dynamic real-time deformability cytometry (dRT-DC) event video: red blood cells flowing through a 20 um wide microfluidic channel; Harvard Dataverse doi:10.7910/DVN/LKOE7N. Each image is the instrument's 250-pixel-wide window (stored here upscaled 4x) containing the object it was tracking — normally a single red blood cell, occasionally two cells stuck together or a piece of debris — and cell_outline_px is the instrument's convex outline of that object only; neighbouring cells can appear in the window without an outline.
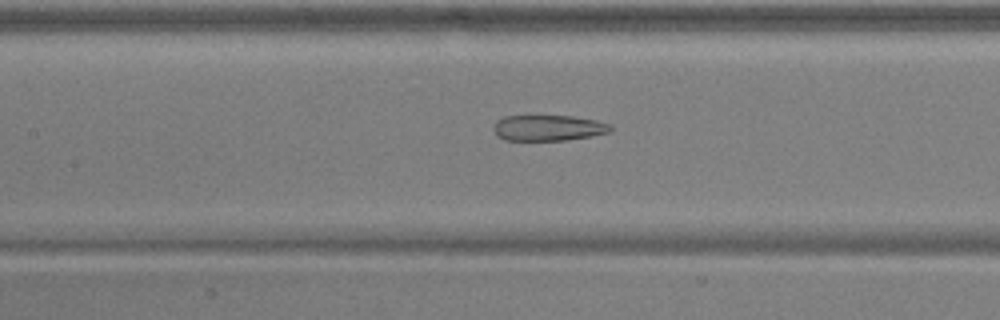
{"species": "common noctule bat (a hibernating species)", "species_latin": "Nyctalus noctula", "temperature_condition": "warm", "stored_images_in_passage": 51, "camera_frame_rate_fps": 3000, "um_per_image_px": 0.085, "animal": {"sex": "male", "body_mass_g": 17.9, "forearm_length_mm": 54.2}, "frame": {"image": 1, "passage_image": 24, "time_ms": 7.667, "image_size_px": [1000, 320], "cell_outline_px": [[612, 132], [592, 136], [564, 140], [504, 140], [496, 136], [492, 128], [496, 120], [504, 116], [572, 116], [596, 120], [612, 124]], "centroid_in_image_um": [46.6, 10.87], "position_along_channel_um": 160.8, "area_um2": 17.8}}
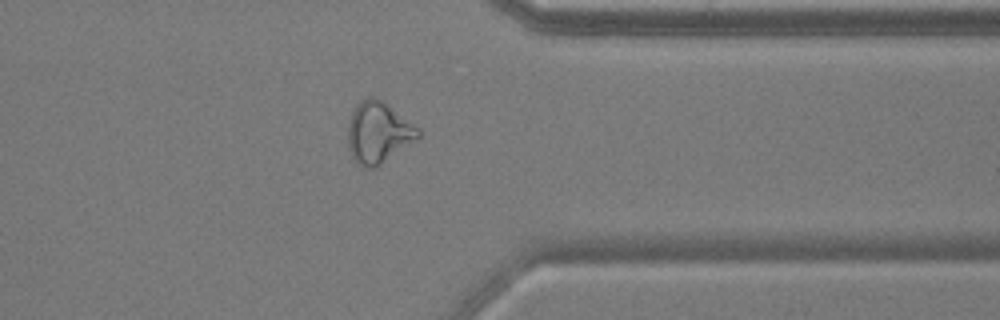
{"frame": {"image": 2, "passage_image": 41, "time_ms": 13.333, "image_size_px": [1000, 320], "cell_outline_px": [[420, 136], [376, 168], [364, 168], [356, 164], [352, 156], [348, 144], [348, 124], [352, 112], [356, 104], [360, 100], [368, 96], [376, 96], [420, 128]], "centroid_in_image_um": [32.13, 11.26], "position_along_channel_um": 379.3, "area_um2": 25.14}}
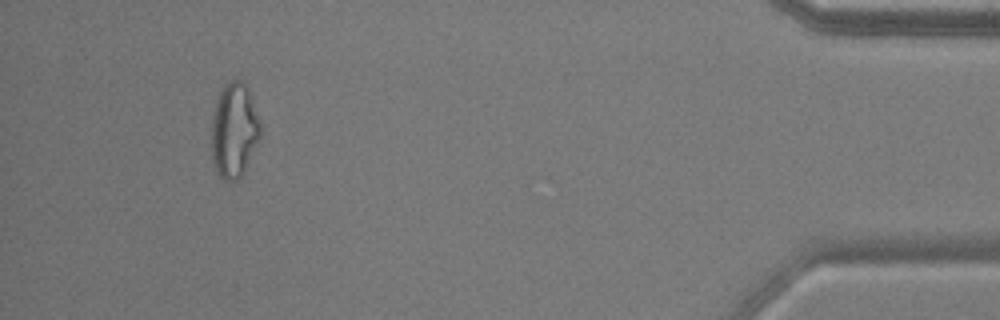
{"frame": {"image": 3, "passage_image": 48, "time_ms": 15.667, "image_size_px": [1000, 320], "cell_outline_px": [[260, 140], [244, 172], [236, 180], [224, 180], [220, 176], [212, 160], [212, 116], [216, 100], [224, 84], [228, 80], [244, 80], [248, 88], [260, 120]], "centroid_in_image_um": [19.91, 11.04], "position_along_channel_um": 415.3, "area_um2": 27.17}, "authors_computed_cell_mechanics": {"area_um2": 24.7384, "velocity_mm_per_s": 3.9558, "shape_relaxation_time_tau1_ms": null, "shape_relaxation_time_tau2_ms": 2.7263, "deformation_change_tau1": null, "deformation_change_tau2": 0.1302}}